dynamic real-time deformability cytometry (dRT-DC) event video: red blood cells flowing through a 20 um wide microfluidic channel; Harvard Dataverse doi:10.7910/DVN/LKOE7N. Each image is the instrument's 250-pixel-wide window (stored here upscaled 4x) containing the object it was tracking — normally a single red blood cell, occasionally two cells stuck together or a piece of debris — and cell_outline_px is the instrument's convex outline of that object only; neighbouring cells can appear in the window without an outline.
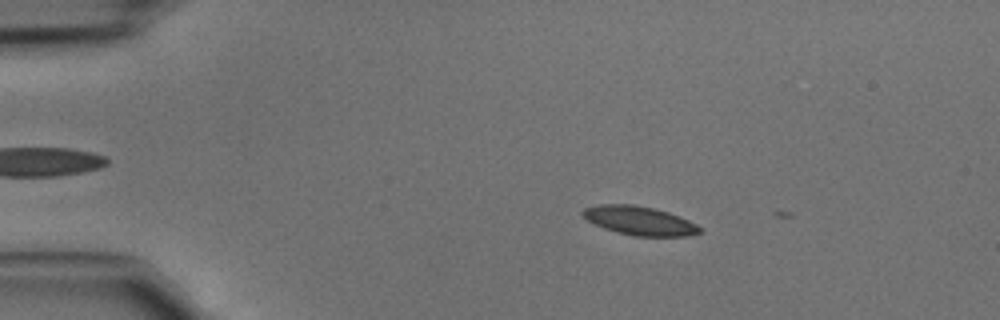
{"species": "common noctule bat (a hibernating species)", "species_latin": "Nyctalus noctula", "temperature_condition": "cold", "stored_images_in_passage": 8, "camera_frame_rate_fps": 3000, "um_per_image_px": 0.085, "animal": {"sex": "male", "body_mass_g": 15.6}, "frame": {"image": 1, "passage_image": 3, "time_ms": 0.667, "image_size_px": [1000, 320], "cell_outline_px": [[700, 232], [688, 236], [632, 236], [616, 232], [604, 228], [588, 220], [580, 212], [584, 208], [600, 204], [632, 204], [652, 208], [668, 212], [688, 220], [696, 224], [700, 228]], "centroid_in_image_um": [54.33, 18.76], "position_along_channel_um": 30.7, "area_um2": 19.48}}